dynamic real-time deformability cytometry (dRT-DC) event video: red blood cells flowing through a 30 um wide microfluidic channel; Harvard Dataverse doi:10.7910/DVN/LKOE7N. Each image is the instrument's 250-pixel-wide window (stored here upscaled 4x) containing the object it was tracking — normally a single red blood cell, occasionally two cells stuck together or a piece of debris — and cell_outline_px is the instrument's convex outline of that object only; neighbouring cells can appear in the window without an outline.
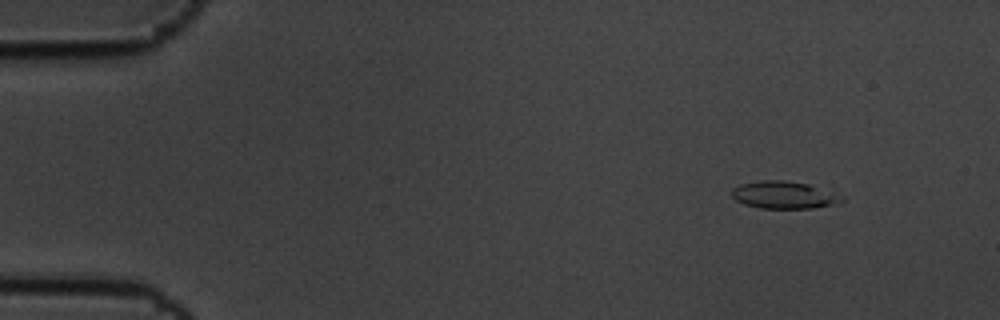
{"species": "common noctule bat (a hibernating species)", "species_latin": "Nyctalus noctula", "temperature_condition": "cold", "stored_images_in_passage": 7, "camera_frame_rate_fps": 3000, "um_per_image_px": 0.085, "animal": {"sex": "male", "body_mass_g": 19.5, "forearm_length_mm": 54.6}, "frame": {"image": 1, "passage_image": 1, "time_ms": 0.0, "image_size_px": [1000, 320], "cell_outline_px": [[844, 200], [840, 204], [812, 208], [760, 208], [744, 204], [736, 200], [732, 196], [732, 188], [740, 184], [760, 180], [784, 180], [808, 184], [844, 196]], "centroid_in_image_um": [66.65, 16.57], "position_along_channel_um": 18.3, "area_um2": 17.63}}
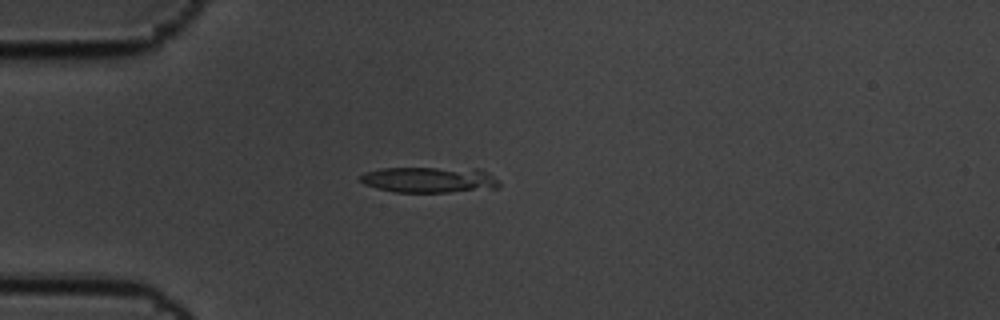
{"frame": {"image": 2, "passage_image": 4, "time_ms": 1.0, "image_size_px": [1000, 320], "cell_outline_px": [[500, 188], [448, 192], [396, 192], [376, 188], [364, 184], [360, 180], [360, 176], [364, 172], [384, 168], [480, 168], [488, 172], [500, 184]], "centroid_in_image_um": [36.52, 15.27], "position_along_channel_um": 48.5, "area_um2": 20.98}}